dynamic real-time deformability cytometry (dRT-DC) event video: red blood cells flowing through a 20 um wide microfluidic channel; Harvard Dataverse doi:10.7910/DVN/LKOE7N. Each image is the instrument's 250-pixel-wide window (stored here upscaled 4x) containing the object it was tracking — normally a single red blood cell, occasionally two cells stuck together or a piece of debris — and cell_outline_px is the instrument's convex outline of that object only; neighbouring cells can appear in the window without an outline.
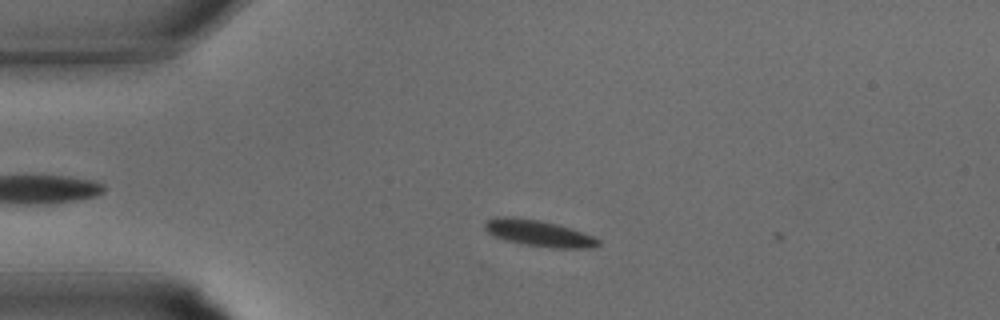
{"species": "common noctule bat (a hibernating species)", "species_latin": "Nyctalus noctula", "temperature_condition": "warm", "stored_images_in_passage": 8, "camera_frame_rate_fps": 3000, "um_per_image_px": 0.085, "animal": {"sex": "male", "body_mass_g": 15.6}, "frame": {"image": 1, "passage_image": 6, "time_ms": 1.667, "image_size_px": [1000, 320], "cell_outline_px": [[600, 244], [592, 248], [552, 248], [524, 244], [508, 240], [496, 236], [488, 232], [484, 228], [484, 224], [488, 220], [496, 216], [512, 216], [540, 220], [572, 228], [592, 236], [600, 240]], "centroid_in_image_um": [45.81, 19.81], "position_along_channel_um": 39.2, "area_um2": 17.28}}